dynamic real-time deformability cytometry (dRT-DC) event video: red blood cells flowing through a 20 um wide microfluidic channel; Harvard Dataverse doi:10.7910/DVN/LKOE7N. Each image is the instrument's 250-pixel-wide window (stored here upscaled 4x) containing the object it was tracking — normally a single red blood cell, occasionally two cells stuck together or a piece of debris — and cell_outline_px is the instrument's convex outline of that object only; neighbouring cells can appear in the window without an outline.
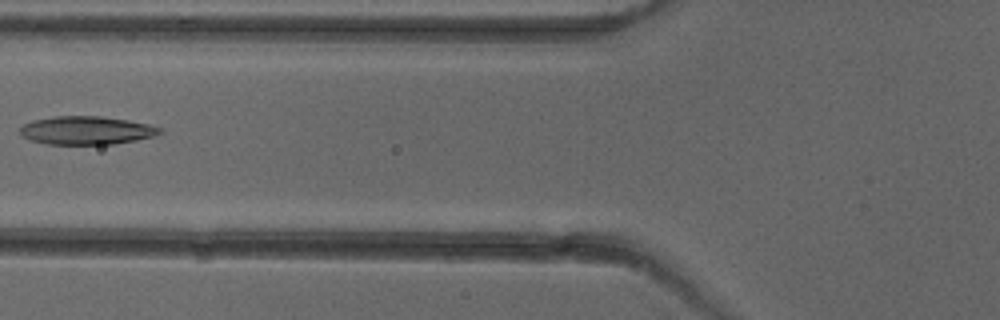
{"species": "common noctule bat (a hibernating species)", "species_latin": "Nyctalus noctula", "temperature_condition": "cold", "stored_images_in_passage": 7, "camera_frame_rate_fps": 3000, "um_per_image_px": 0.085, "animal": {"sex": "female"}, "frame": {"image": 1, "passage_image": 6, "time_ms": 6.0, "image_size_px": [1000, 320], "cell_outline_px": [[164, 132], [152, 136], [136, 140], [116, 144], [48, 144], [32, 140], [24, 136], [20, 132], [20, 128], [24, 124], [32, 120], [52, 116], [100, 116], [128, 120], [148, 124], [164, 128]], "centroid_in_image_um": [7.39, 11.07], "position_along_channel_um": 118.4, "area_um2": 23.06}}
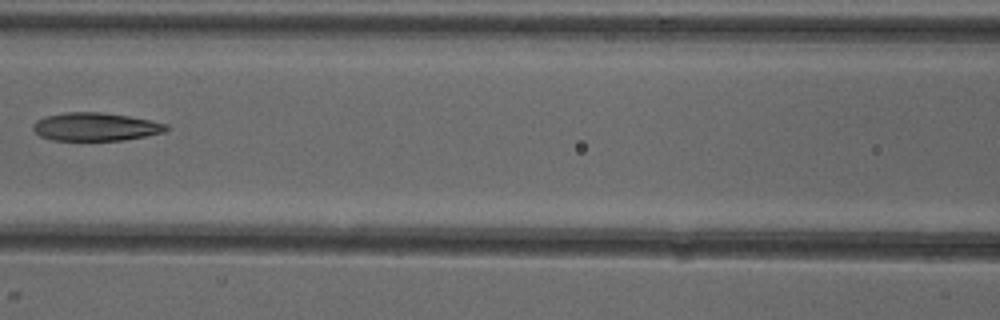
{"frame": {"image": 2, "passage_image": 7, "time_ms": 7.0, "image_size_px": [1000, 320], "cell_outline_px": [[172, 128], [164, 132], [124, 140], [52, 140], [40, 136], [32, 128], [32, 124], [36, 120], [44, 116], [64, 112], [100, 112], [128, 116], [152, 120], [168, 124]], "centroid_in_image_um": [8.13, 10.77], "position_along_channel_um": 158.5, "area_um2": 22.02}}